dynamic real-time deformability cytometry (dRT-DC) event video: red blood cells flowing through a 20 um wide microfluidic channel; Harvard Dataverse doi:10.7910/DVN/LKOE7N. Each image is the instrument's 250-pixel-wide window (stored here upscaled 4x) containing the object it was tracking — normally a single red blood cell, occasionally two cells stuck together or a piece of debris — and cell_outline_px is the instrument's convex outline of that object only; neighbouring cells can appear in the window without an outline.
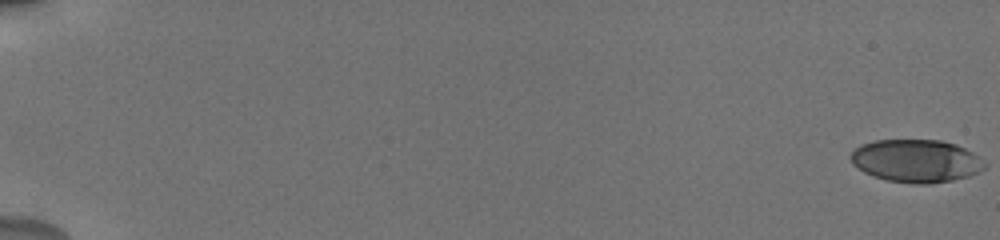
{"species": "human", "species_latin": "Homo sapiens", "temperature_condition": "cold", "stored_images_in_passage": 56, "camera_frame_rate_fps": 3000, "um_per_image_px": 0.085, "donor": {"sex": "male"}, "frame": {"image": 1, "passage_image": 1, "time_ms": 0.0, "image_size_px": [1000, 240], "cell_outline_px": [[984, 168], [980, 172], [968, 176], [952, 180], [928, 184], [916, 184], [888, 180], [872, 176], [864, 172], [852, 164], [848, 156], [860, 144], [876, 140], [940, 140], [956, 144], [972, 152], [984, 160]], "centroid_in_image_um": [77.85, 13.67], "position_along_channel_um": 7.2, "area_um2": 33.52}}
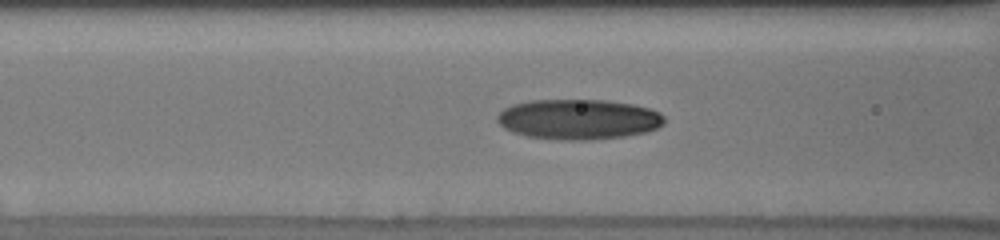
{"frame": {"image": 2, "passage_image": 26, "time_ms": 8.333, "image_size_px": [1000, 240], "cell_outline_px": [[664, 124], [656, 128], [644, 132], [624, 136], [588, 140], [568, 140], [528, 136], [512, 132], [504, 128], [496, 120], [496, 116], [504, 108], [512, 104], [532, 100], [604, 100], [632, 104], [648, 108], [660, 112], [664, 116]], "centroid_in_image_um": [49.15, 10.13], "position_along_channel_um": 117.4, "area_um2": 39.02}}
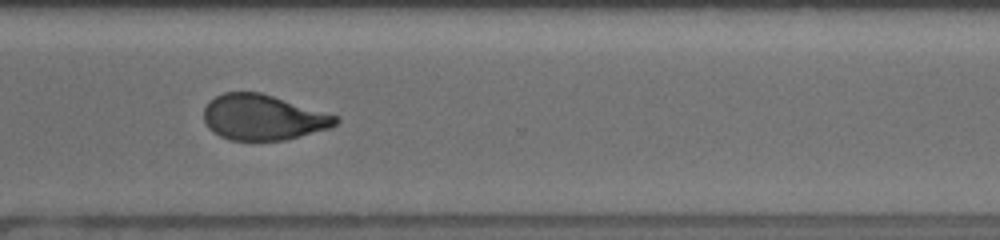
{"frame": {"image": 3, "passage_image": 44, "time_ms": 14.333, "image_size_px": [1000, 240], "cell_outline_px": [[340, 120], [332, 128], [284, 140], [232, 140], [220, 136], [208, 128], [204, 120], [204, 108], [208, 100], [224, 92], [260, 92], [340, 116]], "centroid_in_image_um": [22.37, 9.97], "position_along_channel_um": 348.2, "area_um2": 35.08}, "authors_computed_cell_mechanics": {"area_um2": 35.3158, "velocity_mm_per_s": 3.8535, "shape_relaxation_time_tau1_ms": 5.5194, "shape_relaxation_time_tau2_ms": 2.0536, "deformation_change_tau1": 0.1798, "deformation_change_tau2": 0.0862}}